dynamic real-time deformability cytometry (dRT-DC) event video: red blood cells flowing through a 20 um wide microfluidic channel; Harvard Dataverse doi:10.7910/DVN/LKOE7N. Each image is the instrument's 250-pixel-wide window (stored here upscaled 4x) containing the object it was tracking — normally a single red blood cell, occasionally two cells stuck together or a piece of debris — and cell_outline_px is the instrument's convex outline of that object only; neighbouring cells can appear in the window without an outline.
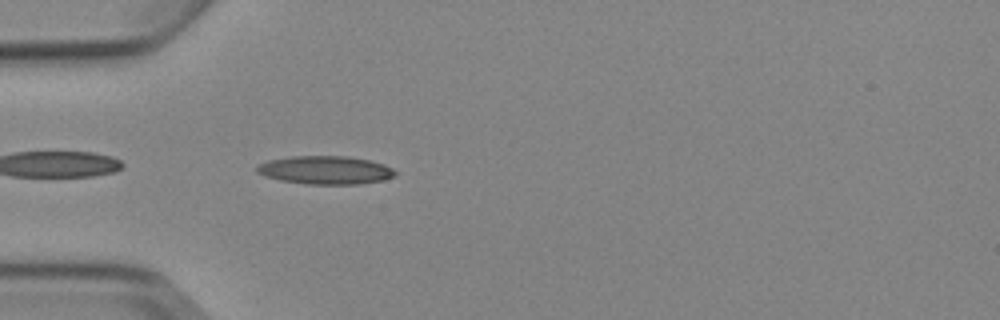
{"species": "Egyptian fruit bat (a non-hibernating species)", "species_latin": "Rousettus aegyptiacus", "temperature_condition": "cold", "stored_images_in_passage": 5, "camera_frame_rate_fps": 3000, "um_per_image_px": 0.085, "animal": {"sex": "female"}, "frame": {"image": 1, "passage_image": 5, "time_ms": 4.667, "image_size_px": [1000, 320], "cell_outline_px": [[396, 176], [384, 180], [360, 184], [308, 184], [280, 180], [264, 176], [256, 172], [256, 168], [260, 164], [268, 160], [292, 156], [348, 156], [368, 160], [384, 164], [392, 168], [396, 172]], "centroid_in_image_um": [27.67, 14.46], "position_along_channel_um": 57.3, "area_um2": 22.83}}